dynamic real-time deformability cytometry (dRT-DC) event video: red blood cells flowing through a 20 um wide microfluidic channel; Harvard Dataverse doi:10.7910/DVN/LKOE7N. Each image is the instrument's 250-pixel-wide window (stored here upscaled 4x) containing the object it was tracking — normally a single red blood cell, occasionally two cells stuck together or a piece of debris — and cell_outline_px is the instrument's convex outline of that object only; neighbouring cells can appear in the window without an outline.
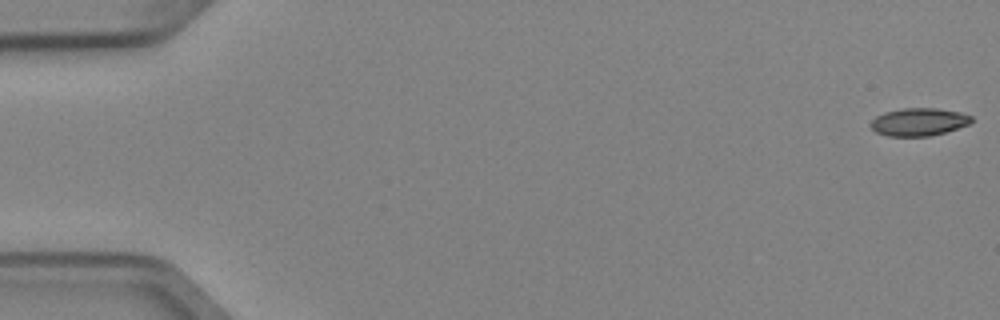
{"species": "Egyptian fruit bat (a non-hibernating species)", "species_latin": "Rousettus aegyptiacus", "temperature_condition": "cold", "stored_images_in_passage": 5, "camera_frame_rate_fps": 3000, "um_per_image_px": 0.085, "animal": {"sex": "female"}, "frame": {"image": 1, "passage_image": 1, "time_ms": 0.0, "image_size_px": [1000, 320], "cell_outline_px": [[972, 120], [968, 124], [944, 132], [928, 136], [888, 136], [876, 132], [868, 124], [876, 116], [884, 112], [900, 108], [936, 108], [960, 112], [972, 116]], "centroid_in_image_um": [78.05, 10.35], "position_along_channel_um": 6.9, "area_um2": 16.24}}
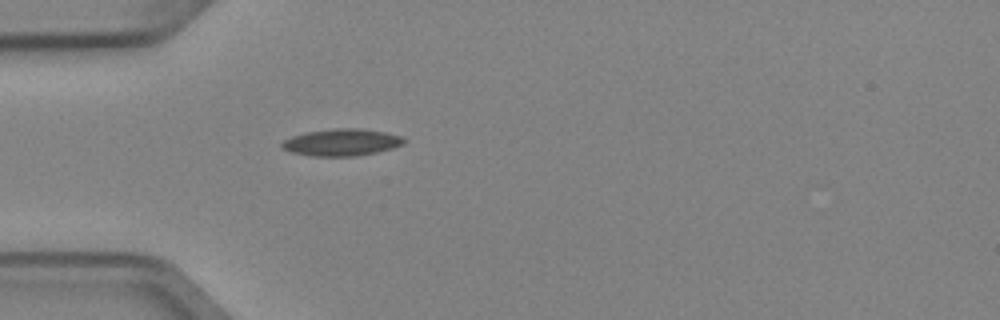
{"frame": {"image": 2, "passage_image": 5, "time_ms": 1.333, "image_size_px": [1000, 320], "cell_outline_px": [[404, 144], [392, 148], [376, 152], [356, 156], [312, 156], [292, 152], [280, 148], [280, 144], [284, 140], [292, 136], [308, 132], [336, 128], [360, 128], [384, 132], [400, 136], [404, 140]], "centroid_in_image_um": [29.01, 12.1], "position_along_channel_um": 56.0, "area_um2": 19.02}}